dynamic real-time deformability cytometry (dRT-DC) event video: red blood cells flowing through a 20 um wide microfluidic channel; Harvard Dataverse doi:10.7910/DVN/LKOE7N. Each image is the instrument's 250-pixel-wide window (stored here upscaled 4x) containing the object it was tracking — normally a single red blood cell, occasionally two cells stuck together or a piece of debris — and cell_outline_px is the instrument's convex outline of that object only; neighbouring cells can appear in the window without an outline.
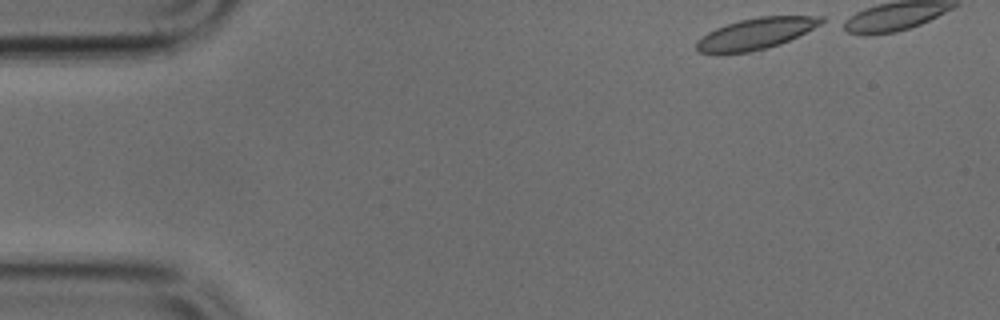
{"species": "common noctule bat (a hibernating species)", "species_latin": "Nyctalus noctula", "temperature_condition": "cold", "stored_images_in_passage": 23, "camera_frame_rate_fps": 3000, "um_per_image_px": 0.085, "animal": {"sex": "male", "body_mass_g": 17.9, "forearm_length_mm": 54.2}, "frame": {"image": 1, "passage_image": 1, "time_ms": 0.0, "image_size_px": [1000, 320], "cell_outline_px": [[828, 20], [780, 44], [748, 52], [720, 56], [700, 52], [696, 48], [696, 40], [708, 32], [716, 28], [740, 20], [760, 16], [824, 16]], "centroid_in_image_um": [64.18, 2.88], "position_along_channel_um": 20.8, "area_um2": 22.83}}
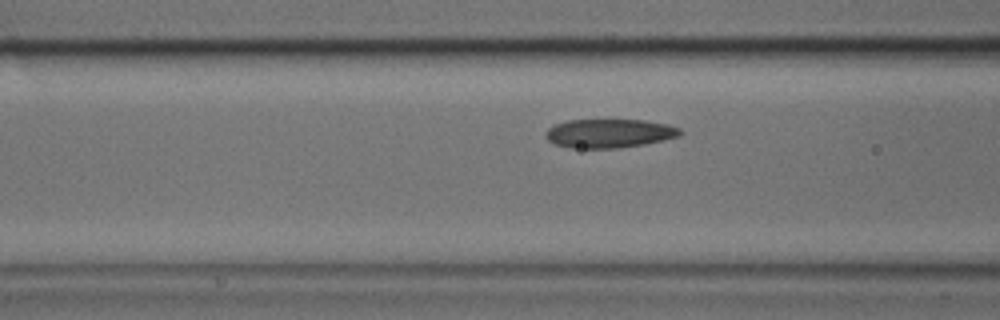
{"frame": {"image": 2, "passage_image": 14, "time_ms": 4.333, "image_size_px": [1000, 320], "cell_outline_px": [[684, 132], [680, 136], [644, 144], [616, 148], [572, 148], [556, 144], [548, 140], [544, 136], [544, 132], [552, 124], [568, 120], [644, 120], [668, 124], [680, 128]], "centroid_in_image_um": [51.77, 11.33], "position_along_channel_um": 114.8, "area_um2": 22.72}}